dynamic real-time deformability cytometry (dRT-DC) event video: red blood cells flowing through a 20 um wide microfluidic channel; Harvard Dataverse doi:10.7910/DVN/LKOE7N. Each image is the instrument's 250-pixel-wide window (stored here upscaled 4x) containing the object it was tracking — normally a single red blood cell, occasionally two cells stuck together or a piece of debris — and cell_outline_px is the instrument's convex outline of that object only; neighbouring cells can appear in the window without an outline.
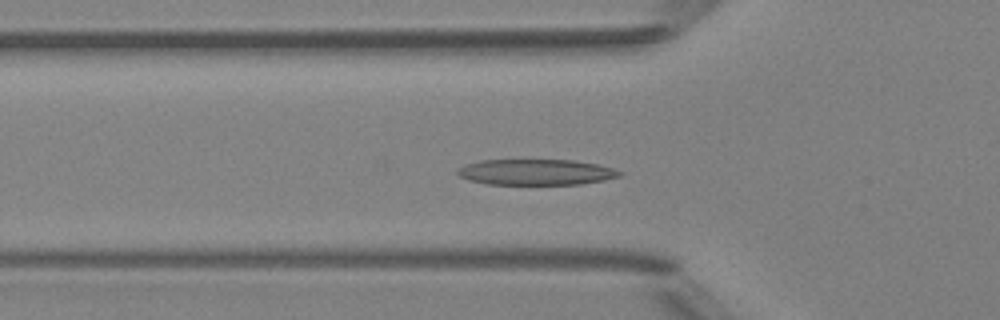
{"species": "Egyptian fruit bat (a non-hibernating species)", "species_latin": "Rousettus aegyptiacus", "temperature_condition": "room temperature", "stored_images_in_passage": 47, "camera_frame_rate_fps": 3000, "um_per_image_px": 0.085, "animal": {"sex": "female"}, "frame": {"image": 1, "passage_image": 14, "time_ms": 4.333, "image_size_px": [1000, 320], "cell_outline_px": [[624, 172], [620, 176], [604, 180], [580, 184], [488, 184], [468, 180], [460, 176], [456, 172], [464, 164], [480, 160], [572, 160], [596, 164], [612, 168]], "centroid_in_image_um": [45.55, 14.63], "position_along_channel_um": 80.3, "area_um2": 24.28}}
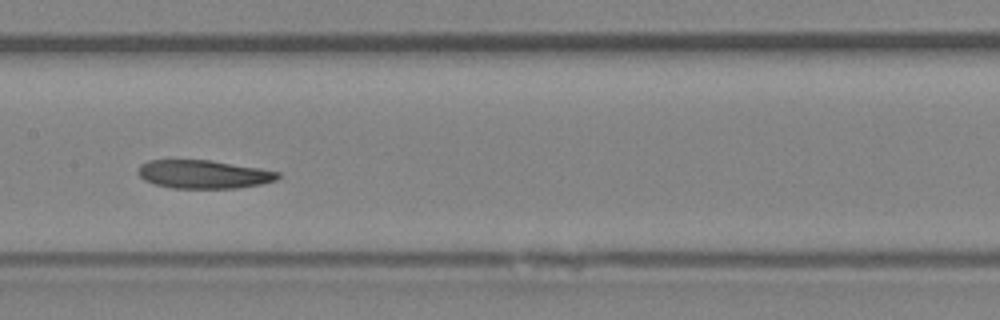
{"frame": {"image": 2, "passage_image": 22, "time_ms": 7.0, "image_size_px": [1000, 320], "cell_outline_px": [[280, 176], [276, 180], [260, 184], [236, 188], [172, 188], [152, 184], [144, 180], [136, 172], [140, 164], [148, 160], [208, 160], [260, 168], [280, 172]], "centroid_in_image_um": [17.26, 14.81], "position_along_channel_um": 190.1, "area_um2": 23.18}}
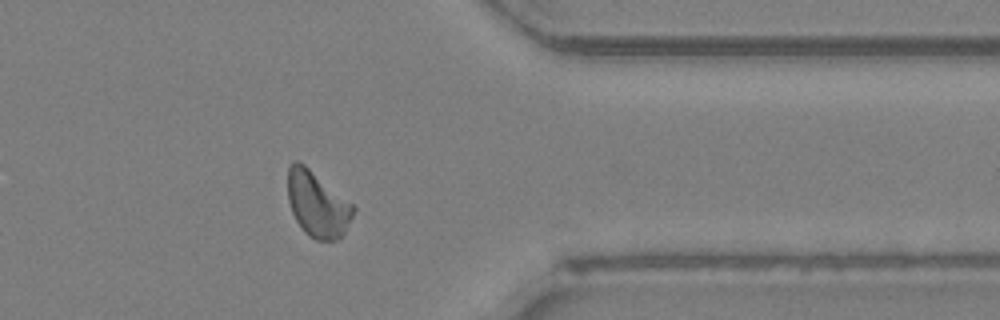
{"frame": {"image": 3, "passage_image": 37, "time_ms": 12.0, "image_size_px": [1000, 320], "cell_outline_px": [[356, 208], [344, 232], [336, 240], [316, 240], [308, 236], [304, 232], [296, 220], [292, 212], [288, 200], [288, 168], [292, 160], [296, 160], [304, 164], [352, 204]], "centroid_in_image_um": [26.94, 17.36], "position_along_channel_um": 384.5, "area_um2": 24.68}, "authors_computed_cell_mechanics": {"area_um2": 24.3338, "velocity_mm_per_s": 4.1425, "shape_relaxation_time_tau1_ms": 5.8233, "shape_relaxation_time_tau2_ms": null, "deformation_change_tau1": 0.188, "deformation_change_tau2": null}}